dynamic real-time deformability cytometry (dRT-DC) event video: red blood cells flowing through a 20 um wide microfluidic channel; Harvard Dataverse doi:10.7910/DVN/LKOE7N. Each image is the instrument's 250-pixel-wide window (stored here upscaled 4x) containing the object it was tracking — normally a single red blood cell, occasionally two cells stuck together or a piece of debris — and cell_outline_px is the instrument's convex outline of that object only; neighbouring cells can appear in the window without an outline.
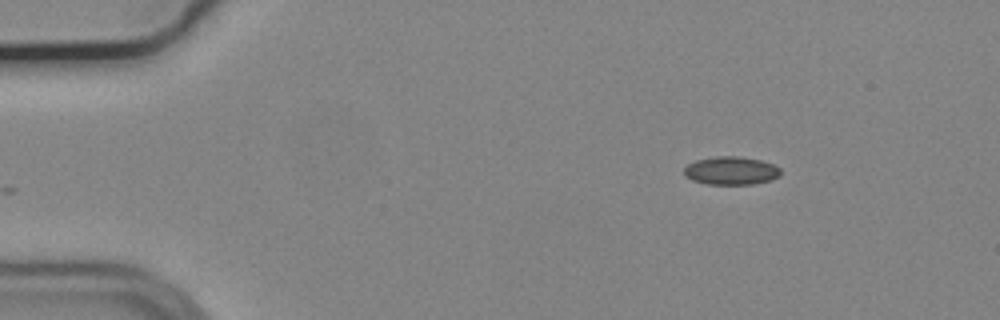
{"species": "common noctule bat (a hibernating species)", "species_latin": "Nyctalus noctula", "temperature_condition": "cold", "stored_images_in_passage": 49, "camera_frame_rate_fps": 3000, "um_per_image_px": 0.085, "animal": {"sex": "male", "body_mass_g": 19.2, "forearm_length_mm": 51.8}, "frame": {"image": 1, "passage_image": 1, "time_ms": 0.0, "image_size_px": [1000, 320], "cell_outline_px": [[780, 176], [772, 180], [752, 184], [708, 184], [692, 180], [684, 176], [684, 168], [688, 164], [696, 160], [716, 156], [740, 156], [760, 160], [772, 164], [780, 168]], "centroid_in_image_um": [62.14, 14.51], "position_along_channel_um": 22.9, "area_um2": 15.9}}
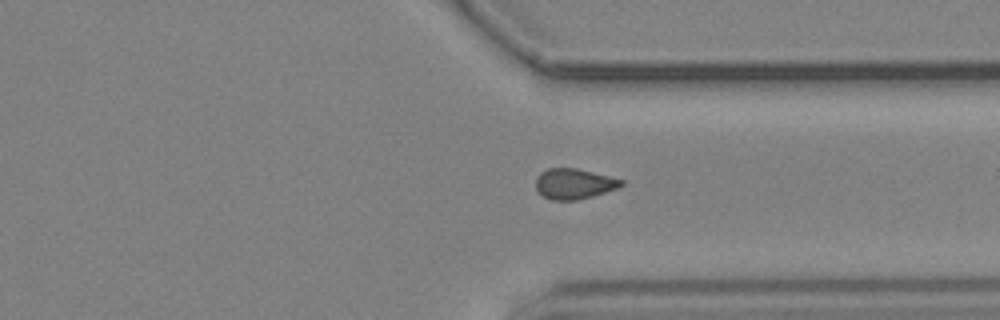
{"frame": {"image": 2, "passage_image": 35, "time_ms": 11.333, "image_size_px": [1000, 320], "cell_outline_px": [[624, 184], [616, 188], [592, 196], [576, 200], [552, 200], [544, 196], [536, 188], [536, 176], [540, 172], [548, 168], [576, 168], [624, 180]], "centroid_in_image_um": [48.77, 15.61], "position_along_channel_um": 362.6, "area_um2": 14.97}}
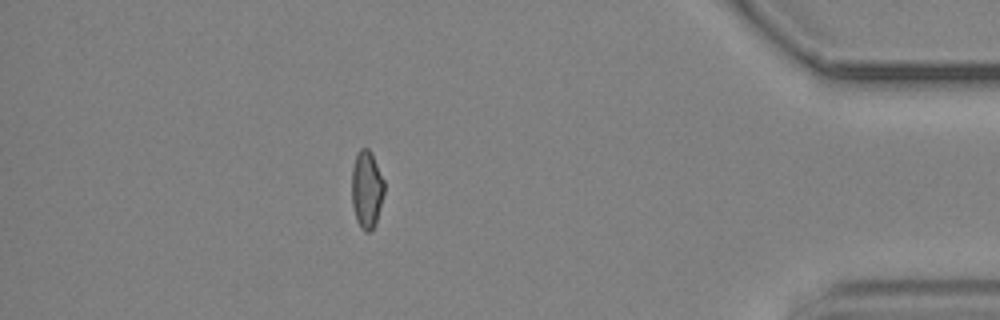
{"frame": {"image": 3, "passage_image": 42, "time_ms": 13.667, "image_size_px": [1000, 320], "cell_outline_px": [[384, 192], [376, 224], [372, 232], [364, 232], [360, 228], [356, 220], [352, 204], [352, 168], [356, 156], [360, 148], [368, 148], [372, 152], [384, 180]], "centroid_in_image_um": [31.17, 16.13], "position_along_channel_um": 404.0, "area_um2": 14.91}, "authors_computed_cell_mechanics": {"area_um2": 15.317, "velocity_mm_per_s": 3.7062, "shape_relaxation_time_tau1_ms": null, "shape_relaxation_time_tau2_ms": 5.0539, "deformation_change_tau1": null, "deformation_change_tau2": 0.0983}}